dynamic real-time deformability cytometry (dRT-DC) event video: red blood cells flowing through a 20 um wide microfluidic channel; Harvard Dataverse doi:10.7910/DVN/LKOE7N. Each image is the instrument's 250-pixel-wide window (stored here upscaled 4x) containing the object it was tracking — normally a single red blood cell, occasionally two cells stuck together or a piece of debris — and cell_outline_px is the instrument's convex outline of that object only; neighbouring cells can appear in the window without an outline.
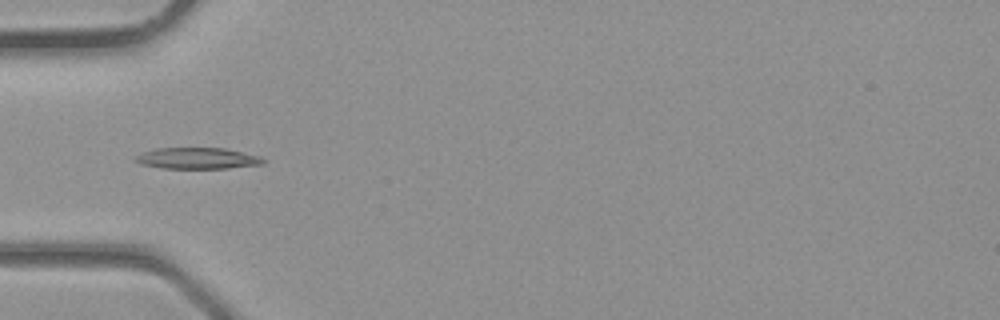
{"species": "common noctule bat (a hibernating species)", "species_latin": "Nyctalus noctula", "temperature_condition": "room temperature", "stored_images_in_passage": 4, "camera_frame_rate_fps": 3000, "um_per_image_px": 0.085, "animal": {"sex": "male", "body_mass_g": 23.1, "forearm_length_mm": 52.7}, "frame": {"image": 1, "passage_image": 4, "time_ms": 1.0, "image_size_px": [1000, 320], "cell_outline_px": [[268, 160], [264, 164], [228, 168], [164, 168], [140, 164], [132, 160], [136, 156], [144, 152], [156, 148], [224, 148], [260, 156]], "centroid_in_image_um": [16.81, 13.46], "position_along_channel_um": 68.2, "area_um2": 15.84}}